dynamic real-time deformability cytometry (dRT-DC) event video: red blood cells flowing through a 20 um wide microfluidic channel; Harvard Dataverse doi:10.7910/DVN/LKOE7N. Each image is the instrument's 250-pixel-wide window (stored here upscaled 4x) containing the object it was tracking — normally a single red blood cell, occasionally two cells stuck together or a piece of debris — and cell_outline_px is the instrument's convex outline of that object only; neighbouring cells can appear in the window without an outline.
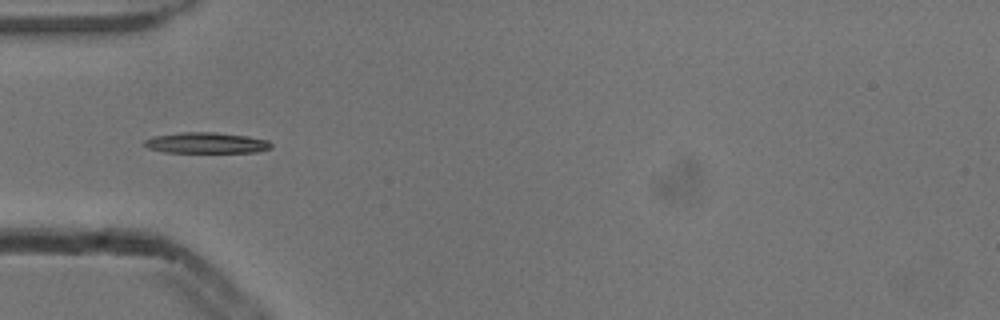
{"species": "common noctule bat (a hibernating species)", "species_latin": "Nyctalus noctula", "temperature_condition": "cold", "stored_images_in_passage": 5, "camera_frame_rate_fps": 3000, "um_per_image_px": 0.085, "animal": {"sex": "male", "body_mass_g": 13.3}, "frame": {"image": 1, "passage_image": 3, "time_ms": 0.667, "image_size_px": [1000, 320], "cell_outline_px": [[272, 148], [256, 152], [164, 152], [148, 148], [144, 144], [144, 140], [152, 136], [180, 132], [216, 132], [248, 136], [268, 140], [272, 144]], "centroid_in_image_um": [17.54, 12.14], "position_along_channel_um": 67.5, "area_um2": 15.49}}
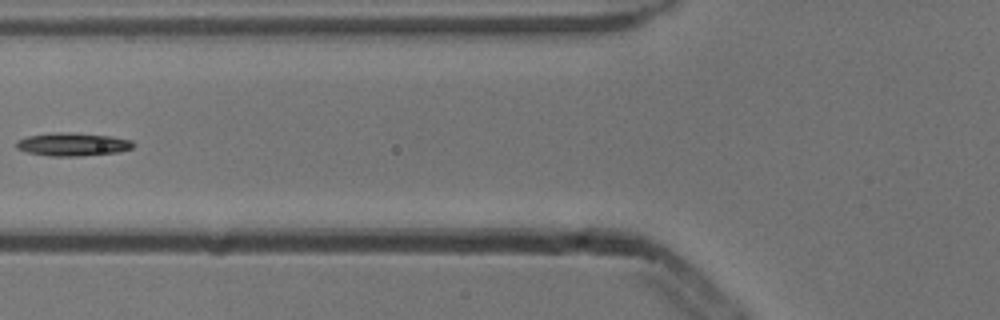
{"frame": {"image": 2, "passage_image": 4, "time_ms": 1.0, "image_size_px": [1000, 320], "cell_outline_px": [[136, 144], [132, 148], [120, 152], [80, 156], [48, 156], [28, 152], [16, 148], [16, 140], [28, 136], [56, 132], [76, 132], [112, 136], [132, 140]], "centroid_in_image_um": [6.21, 12.26], "position_along_channel_um": 119.6, "area_um2": 16.01}}
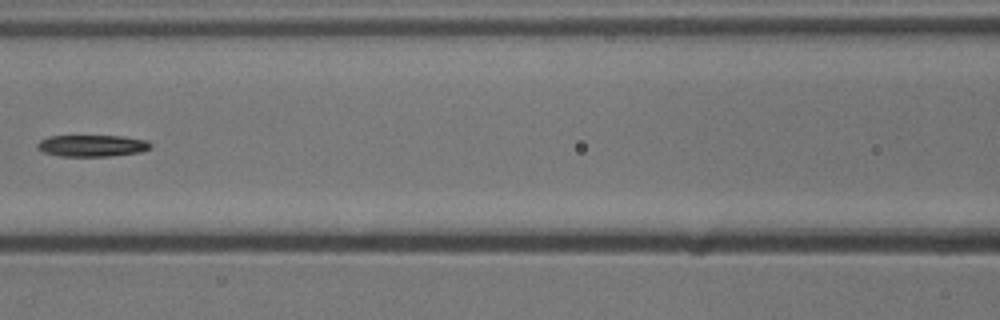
{"frame": {"image": 3, "passage_image": 5, "time_ms": 1.333, "image_size_px": [1000, 320], "cell_outline_px": [[152, 144], [148, 148], [140, 152], [112, 156], [60, 156], [44, 152], [36, 144], [40, 140], [48, 136], [124, 136], [148, 140]], "centroid_in_image_um": [7.85, 12.38], "position_along_channel_um": 158.7, "area_um2": 14.22}}